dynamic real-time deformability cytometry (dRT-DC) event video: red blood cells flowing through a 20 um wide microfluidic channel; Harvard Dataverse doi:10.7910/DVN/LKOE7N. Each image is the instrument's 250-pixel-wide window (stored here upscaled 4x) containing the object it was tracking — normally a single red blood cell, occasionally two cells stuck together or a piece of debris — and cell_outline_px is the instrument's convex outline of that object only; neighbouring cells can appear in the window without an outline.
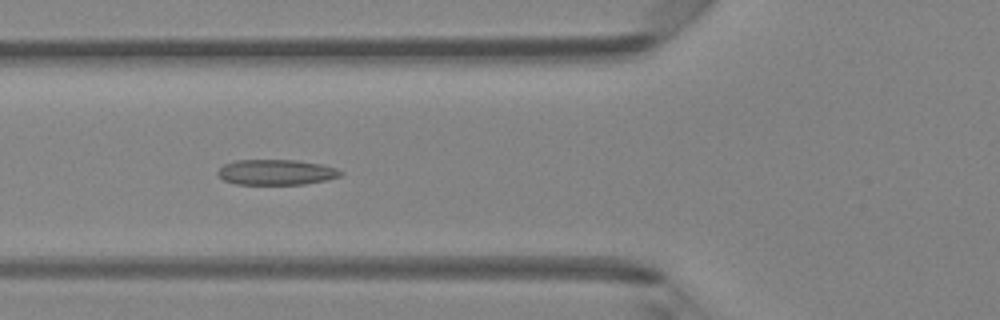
{"species": "Egyptian fruit bat (a non-hibernating species)", "species_latin": "Rousettus aegyptiacus", "temperature_condition": "room temperature", "stored_images_in_passage": 49, "segment_of_instrument_passage": [1, 2], "camera_frame_rate_fps": 3000, "um_per_image_px": 0.085, "animal": {"sex": "female"}, "frame": {"image": 1, "passage_image": 18, "time_ms": 5.667, "image_size_px": [1000, 320], "cell_outline_px": [[344, 172], [340, 176], [324, 180], [304, 184], [236, 184], [224, 180], [216, 172], [224, 164], [236, 160], [296, 160], [320, 164], [336, 168]], "centroid_in_image_um": [23.46, 14.63], "position_along_channel_um": 102.3, "area_um2": 18.03}}
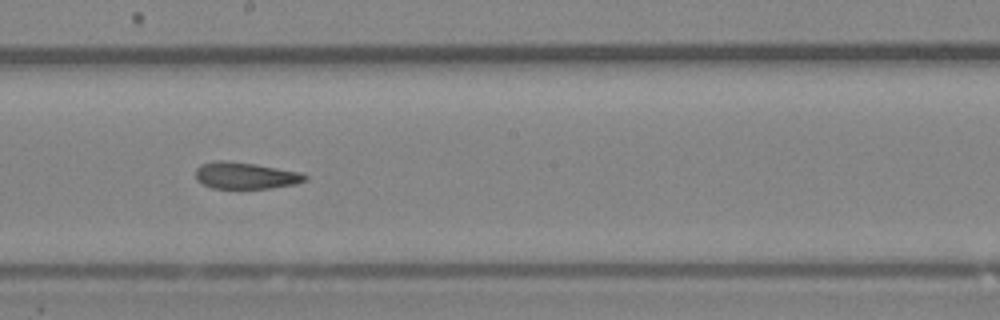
{"frame": {"image": 2, "passage_image": 27, "time_ms": 8.667, "image_size_px": [1000, 320], "cell_outline_px": [[308, 180], [296, 184], [268, 188], [212, 188], [196, 180], [196, 168], [200, 164], [212, 160], [224, 160], [256, 164], [300, 172], [308, 176]], "centroid_in_image_um": [20.85, 14.91], "position_along_channel_um": 227.3, "area_um2": 17.11}}
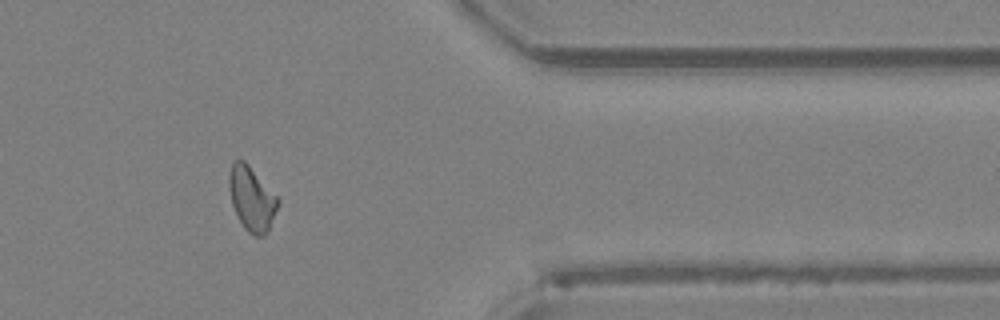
{"frame": {"image": 3, "passage_image": 40, "time_ms": 13.0, "image_size_px": [1000, 320], "cell_outline_px": [[280, 200], [268, 228], [264, 236], [256, 236], [248, 232], [244, 228], [232, 204], [228, 184], [228, 176], [232, 160], [244, 160], [248, 164]], "centroid_in_image_um": [21.36, 16.85], "position_along_channel_um": 390.0, "area_um2": 17.92}}